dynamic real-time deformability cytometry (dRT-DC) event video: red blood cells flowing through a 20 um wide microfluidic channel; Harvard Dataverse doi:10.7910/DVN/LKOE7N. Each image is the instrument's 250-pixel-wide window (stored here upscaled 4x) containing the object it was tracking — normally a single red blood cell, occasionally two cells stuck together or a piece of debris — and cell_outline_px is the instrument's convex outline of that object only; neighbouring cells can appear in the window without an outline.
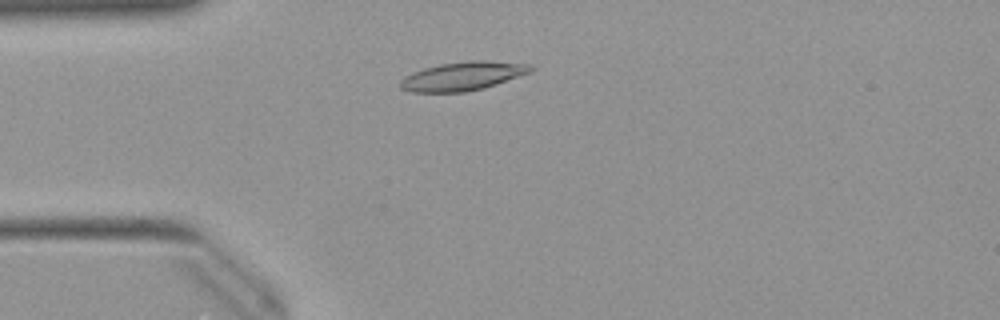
{"species": "Egyptian fruit bat (a non-hibernating species)", "species_latin": "Rousettus aegyptiacus", "temperature_condition": "warm", "stored_images_in_passage": 6, "camera_frame_rate_fps": 3000, "um_per_image_px": 0.085, "animal": {"sex": "female"}, "frame": {"image": 1, "passage_image": 4, "time_ms": 1.0, "image_size_px": [1000, 320], "cell_outline_px": [[536, 68], [532, 72], [484, 88], [464, 92], [412, 92], [400, 88], [400, 80], [404, 76], [412, 72], [424, 68], [440, 64], [468, 60], [484, 60], [532, 64]], "centroid_in_image_um": [39.37, 6.46], "position_along_channel_um": 45.6, "area_um2": 22.02}}